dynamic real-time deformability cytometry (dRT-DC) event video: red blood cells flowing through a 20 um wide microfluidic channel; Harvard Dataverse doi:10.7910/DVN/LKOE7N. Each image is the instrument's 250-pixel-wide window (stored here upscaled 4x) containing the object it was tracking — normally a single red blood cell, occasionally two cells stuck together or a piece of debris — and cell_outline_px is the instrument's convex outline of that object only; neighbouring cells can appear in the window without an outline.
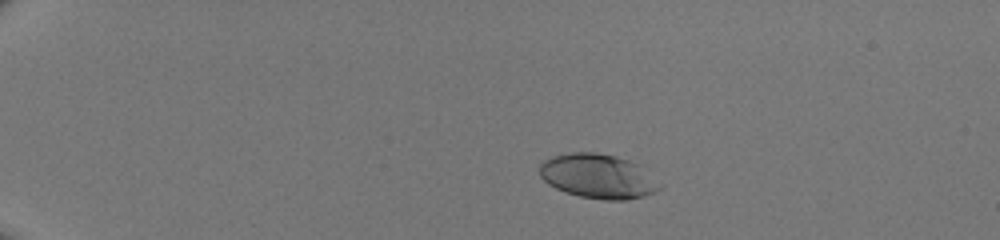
{"species": "human", "species_latin": "Homo sapiens", "temperature_condition": "room temperature", "stored_images_in_passage": 41, "camera_frame_rate_fps": 3000, "um_per_image_px": 0.085, "donor": {"sex": "male"}, "frame": {"image": 1, "passage_image": 2, "time_ms": 0.333, "image_size_px": [1000, 240], "cell_outline_px": [[664, 184], [656, 192], [644, 196], [628, 200], [604, 200], [580, 196], [564, 192], [548, 184], [540, 176], [540, 164], [544, 160], [552, 156], [568, 152], [596, 152], [616, 156], [640, 164]], "centroid_in_image_um": [50.88, 14.98], "position_along_channel_um": 34.1, "area_um2": 31.62}}
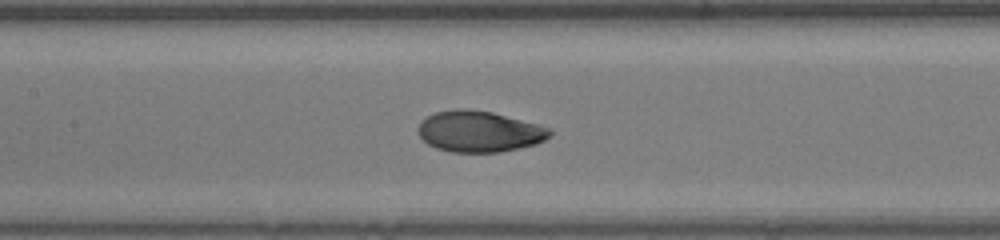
{"frame": {"image": 2, "passage_image": 18, "time_ms": 5.667, "image_size_px": [1000, 240], "cell_outline_px": [[552, 136], [536, 144], [500, 152], [452, 152], [436, 148], [428, 144], [416, 132], [416, 128], [420, 120], [436, 112], [456, 108], [468, 108], [492, 112], [540, 124], [552, 128]], "centroid_in_image_um": [40.74, 11.16], "position_along_channel_um": 166.7, "area_um2": 31.96}}
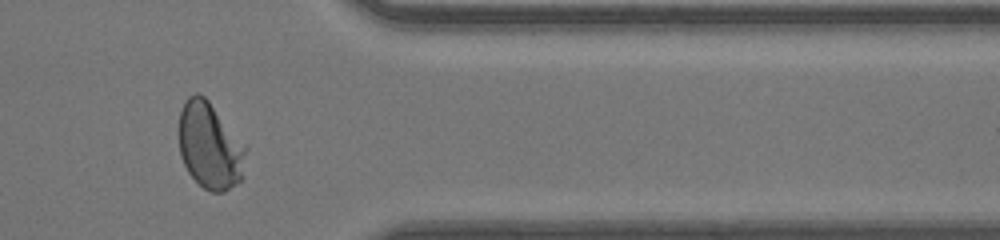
{"frame": {"image": 3, "passage_image": 34, "time_ms": 11.0, "image_size_px": [1000, 240], "cell_outline_px": [[248, 148], [240, 180], [224, 192], [212, 192], [204, 188], [188, 172], [180, 156], [180, 112], [184, 100], [188, 96], [196, 92], [204, 96], [208, 100]], "centroid_in_image_um": [17.84, 12.38], "position_along_channel_um": 393.6, "area_um2": 33.47}}